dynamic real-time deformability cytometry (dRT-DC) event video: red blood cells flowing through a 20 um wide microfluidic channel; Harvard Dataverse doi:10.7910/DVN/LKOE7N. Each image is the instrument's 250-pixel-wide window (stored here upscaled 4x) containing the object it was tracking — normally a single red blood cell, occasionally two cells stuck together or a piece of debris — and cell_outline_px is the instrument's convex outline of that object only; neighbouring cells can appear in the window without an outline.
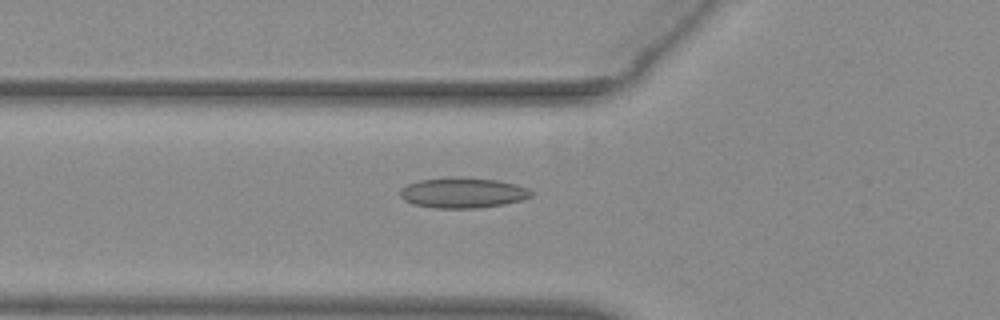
{"species": "common noctule bat (a hibernating species)", "species_latin": "Nyctalus noctula", "temperature_condition": "warm", "stored_images_in_passage": 37, "camera_frame_rate_fps": 3000, "um_per_image_px": 0.085, "animal": {"sex": "female", "body_mass_g": 29.2, "forearm_length_mm": 56.3}, "frame": {"image": 1, "passage_image": 4, "time_ms": 1.0, "image_size_px": [1000, 320], "cell_outline_px": [[532, 196], [524, 200], [504, 204], [480, 208], [436, 208], [412, 204], [404, 200], [400, 196], [400, 188], [408, 184], [420, 180], [448, 176], [460, 176], [496, 180], [516, 184], [528, 188], [532, 192]], "centroid_in_image_um": [39.34, 16.38], "position_along_channel_um": 86.5, "area_um2": 23.58}}
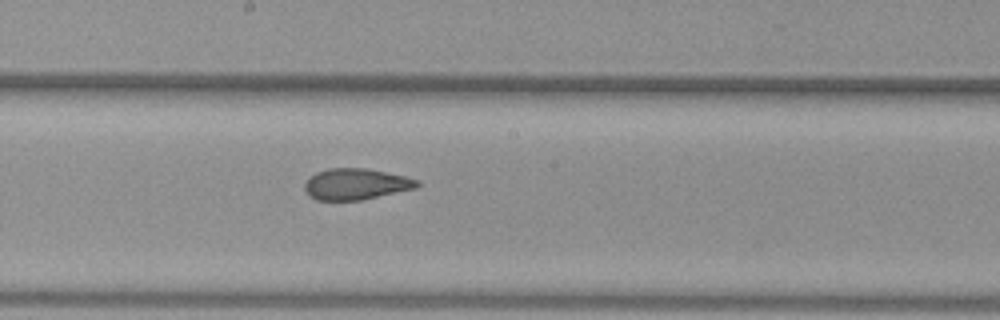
{"frame": {"image": 2, "passage_image": 14, "time_ms": 4.333, "image_size_px": [1000, 320], "cell_outline_px": [[420, 184], [416, 188], [360, 200], [316, 200], [308, 196], [304, 188], [304, 184], [316, 172], [328, 168], [364, 168], [404, 176], [420, 180]], "centroid_in_image_um": [30.24, 15.65], "position_along_channel_um": 218.0, "area_um2": 20.29}}
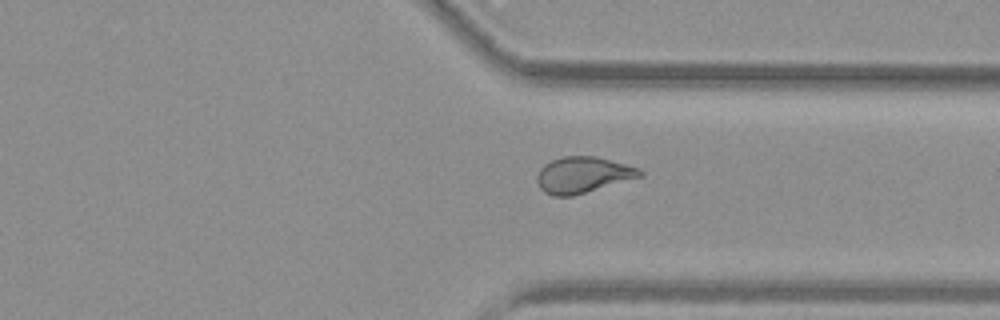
{"frame": {"image": 3, "passage_image": 25, "time_ms": 8.0, "image_size_px": [1000, 320], "cell_outline_px": [[644, 176], [572, 196], [552, 196], [544, 192], [540, 188], [536, 180], [536, 176], [540, 168], [544, 164], [552, 160], [564, 156], [596, 156], [640, 168], [644, 172]], "centroid_in_image_um": [49.55, 14.86], "position_along_channel_um": 361.9, "area_um2": 21.79}, "authors_computed_cell_mechanics": {"area_um2": 21.5016, "velocity_mm_per_s": 3.9189, "shape_relaxation_time_tau1_ms": null, "shape_relaxation_time_tau2_ms": 1.3, "deformation_change_tau1": null, "deformation_change_tau2": 0.0824}}